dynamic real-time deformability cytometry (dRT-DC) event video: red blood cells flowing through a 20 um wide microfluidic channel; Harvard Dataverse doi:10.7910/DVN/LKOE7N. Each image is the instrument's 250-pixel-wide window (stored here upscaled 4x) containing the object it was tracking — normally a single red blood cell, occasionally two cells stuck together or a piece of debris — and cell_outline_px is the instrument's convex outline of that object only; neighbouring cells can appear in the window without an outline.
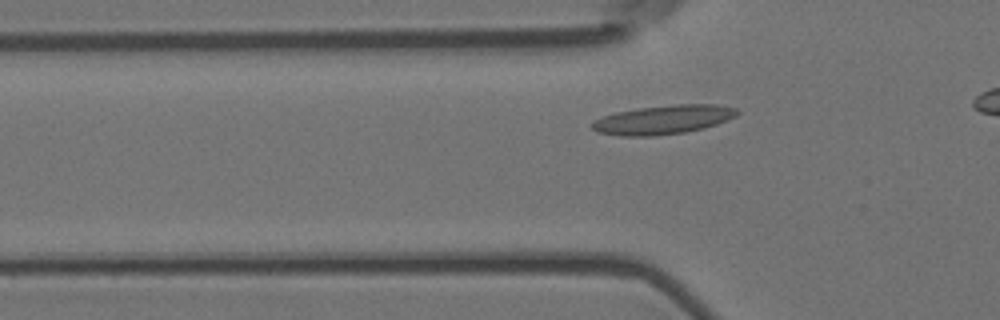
{"species": "Egyptian fruit bat (a non-hibernating species)", "species_latin": "Rousettus aegyptiacus", "temperature_condition": "room temperature", "stored_images_in_passage": 30, "camera_frame_rate_fps": 3000, "um_per_image_px": 0.085, "animal": {"sex": "female"}, "frame": {"image": 1, "passage_image": 13, "time_ms": 4.0, "image_size_px": [1000, 320], "cell_outline_px": [[740, 112], [736, 116], [716, 124], [704, 128], [684, 132], [656, 136], [620, 136], [596, 132], [588, 124], [592, 120], [616, 112], [636, 108], [676, 104], [716, 104], [736, 108]], "centroid_in_image_um": [56.33, 10.17], "position_along_channel_um": 69.5, "area_um2": 24.74}}
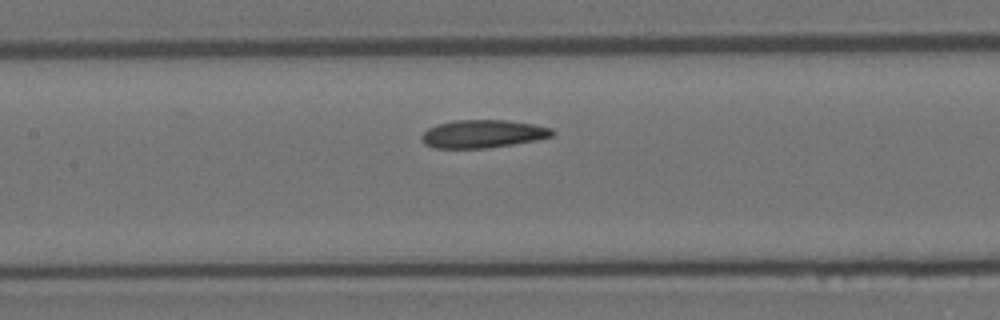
{"frame": {"image": 2, "passage_image": 21, "time_ms": 6.667, "image_size_px": [1000, 320], "cell_outline_px": [[556, 132], [552, 136], [536, 140], [512, 144], [484, 148], [436, 148], [424, 144], [420, 136], [428, 128], [436, 124], [456, 120], [508, 120], [532, 124], [552, 128]], "centroid_in_image_um": [41.03, 11.37], "position_along_channel_um": 166.4, "area_um2": 21.27}}
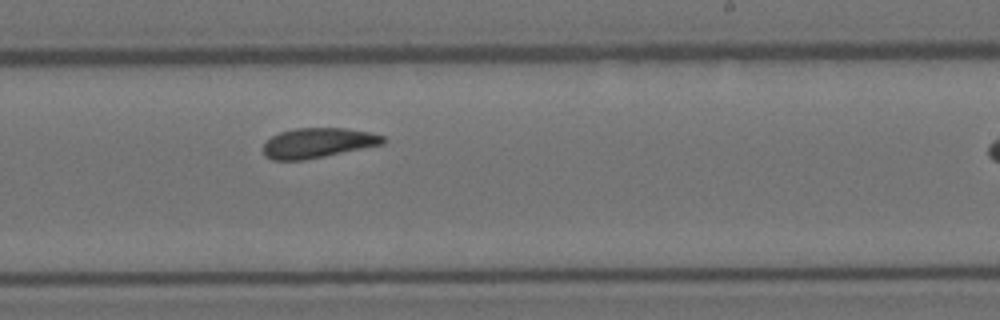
{"frame": {"image": 3, "passage_image": 29, "time_ms": 9.333, "image_size_px": [1000, 320], "cell_outline_px": [[388, 140], [384, 144], [304, 160], [272, 160], [264, 156], [264, 144], [272, 136], [280, 132], [296, 128], [344, 128], [372, 132], [384, 136]], "centroid_in_image_um": [27.05, 12.14], "position_along_channel_um": 261.9, "area_um2": 20.92}}